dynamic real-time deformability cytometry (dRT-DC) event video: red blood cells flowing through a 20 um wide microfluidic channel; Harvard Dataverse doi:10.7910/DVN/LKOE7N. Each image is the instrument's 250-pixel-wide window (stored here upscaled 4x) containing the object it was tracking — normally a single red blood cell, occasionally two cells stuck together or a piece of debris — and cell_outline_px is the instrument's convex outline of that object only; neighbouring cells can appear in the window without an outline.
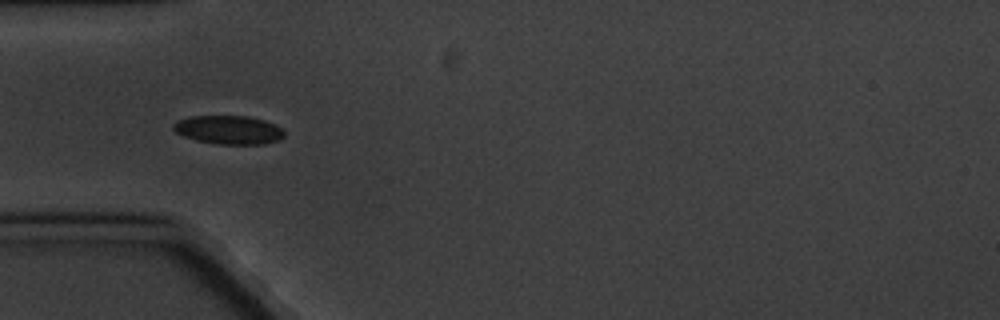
{"species": "common noctule bat (a hibernating species)", "species_latin": "Nyctalus noctula", "temperature_condition": "cold", "stored_images_in_passage": 7, "camera_frame_rate_fps": 3000, "um_per_image_px": 0.085, "animal": {"sex": "male", "body_mass_g": 20.1, "forearm_length_mm": 53.5}, "frame": {"image": 1, "passage_image": 6, "time_ms": 6.0, "image_size_px": [1000, 320], "cell_outline_px": [[284, 136], [280, 140], [264, 144], [216, 144], [196, 140], [184, 136], [176, 132], [172, 128], [172, 124], [180, 120], [192, 116], [248, 116], [264, 120], [280, 128], [284, 132]], "centroid_in_image_um": [19.44, 11.04], "position_along_channel_um": 65.6, "area_um2": 18.38}}